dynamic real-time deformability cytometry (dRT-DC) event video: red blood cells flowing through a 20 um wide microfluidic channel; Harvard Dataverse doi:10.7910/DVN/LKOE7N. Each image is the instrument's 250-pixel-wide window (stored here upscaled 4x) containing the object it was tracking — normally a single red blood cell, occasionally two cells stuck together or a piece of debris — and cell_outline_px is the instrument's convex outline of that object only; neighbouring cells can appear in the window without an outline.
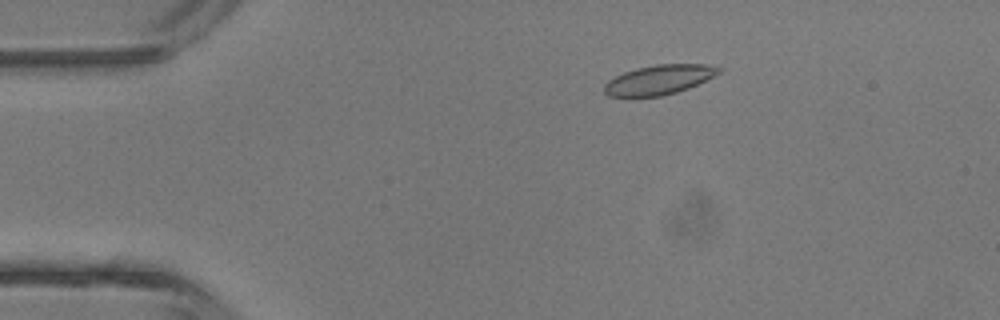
{"species": "common noctule bat (a hibernating species)", "species_latin": "Nyctalus noctula", "temperature_condition": "room temperature", "stored_images_in_passage": 4, "camera_frame_rate_fps": 3000, "um_per_image_px": 0.085, "animal": {"sex": "male", "body_mass_g": 13.3}, "frame": {"image": 1, "passage_image": 2, "time_ms": 2.0, "image_size_px": [1000, 320], "cell_outline_px": [[724, 68], [720, 72], [688, 88], [676, 92], [660, 96], [608, 96], [604, 92], [604, 84], [608, 80], [624, 72], [636, 68], [656, 64], [704, 64]], "centroid_in_image_um": [55.99, 6.77], "position_along_channel_um": 29.0, "area_um2": 19.48}}
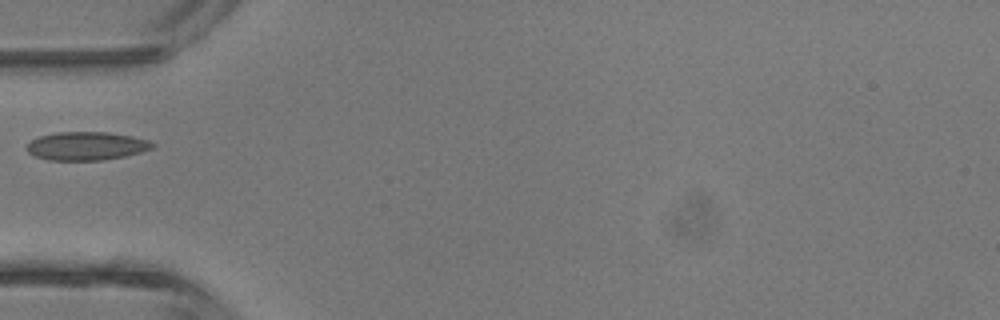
{"frame": {"image": 2, "passage_image": 4, "time_ms": 4.333, "image_size_px": [1000, 320], "cell_outline_px": [[156, 144], [152, 148], [140, 152], [124, 156], [104, 160], [48, 160], [36, 156], [28, 152], [24, 148], [32, 140], [40, 136], [56, 132], [108, 132], [132, 136], [148, 140]], "centroid_in_image_um": [7.34, 12.41], "position_along_channel_um": 77.7, "area_um2": 20.75}}